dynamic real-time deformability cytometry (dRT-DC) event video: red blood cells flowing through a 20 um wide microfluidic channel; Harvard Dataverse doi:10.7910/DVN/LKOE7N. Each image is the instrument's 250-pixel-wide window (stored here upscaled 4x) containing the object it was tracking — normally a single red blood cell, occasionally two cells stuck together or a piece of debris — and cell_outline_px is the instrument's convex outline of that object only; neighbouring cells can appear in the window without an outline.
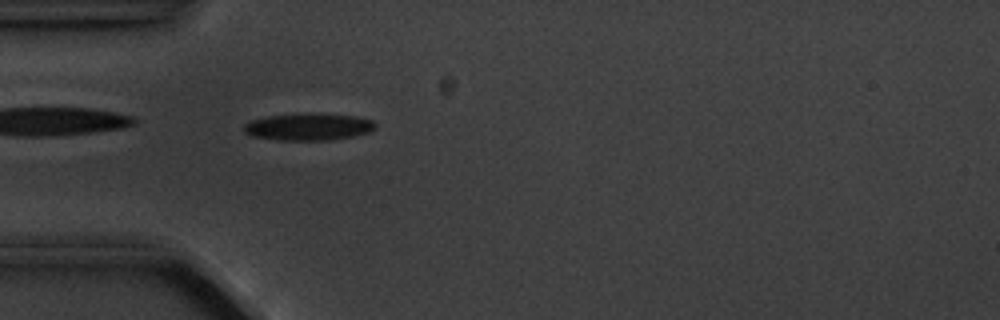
{"species": "common noctule bat (a hibernating species)", "species_latin": "Nyctalus noctula", "temperature_condition": "cold", "stored_images_in_passage": 1, "camera_frame_rate_fps": 3000, "um_per_image_px": 0.085, "animal": {"sex": "male", "body_mass_g": 20.1, "forearm_length_mm": 53.5}, "frame": {"image": 1, "passage_image": 1, "time_ms": 0.0, "image_size_px": [1000, 320], "cell_outline_px": [[376, 128], [368, 132], [352, 136], [332, 140], [276, 140], [252, 136], [244, 132], [244, 124], [248, 120], [268, 116], [308, 112], [320, 112], [356, 116], [372, 120], [376, 124]], "centroid_in_image_um": [26.21, 10.76], "position_along_channel_um": 58.8, "area_um2": 21.21}}